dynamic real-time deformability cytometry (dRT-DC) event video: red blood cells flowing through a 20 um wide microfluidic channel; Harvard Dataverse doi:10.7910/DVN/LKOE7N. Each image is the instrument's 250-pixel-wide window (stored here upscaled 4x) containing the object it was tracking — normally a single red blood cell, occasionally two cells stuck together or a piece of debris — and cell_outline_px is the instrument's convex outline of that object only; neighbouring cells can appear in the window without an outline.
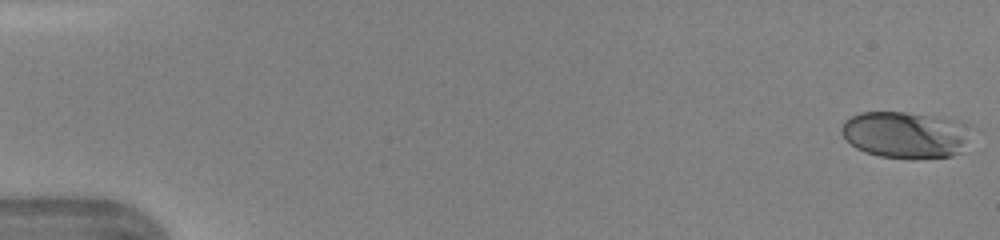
{"species": "human", "species_latin": "Homo sapiens", "temperature_condition": "warm", "stored_images_in_passage": 11, "camera_frame_rate_fps": 3000, "um_per_image_px": 0.085, "donor": {"sex": "female"}, "frame": {"image": 1, "passage_image": 1, "time_ms": 0.0, "image_size_px": [1000, 240], "cell_outline_px": [[972, 124], [964, 140], [956, 152], [952, 156], [880, 156], [864, 152], [856, 148], [840, 132], [840, 128], [844, 120], [860, 112], [904, 112], [956, 120]], "centroid_in_image_um": [76.87, 11.4], "position_along_channel_um": 8.1, "area_um2": 34.04}}